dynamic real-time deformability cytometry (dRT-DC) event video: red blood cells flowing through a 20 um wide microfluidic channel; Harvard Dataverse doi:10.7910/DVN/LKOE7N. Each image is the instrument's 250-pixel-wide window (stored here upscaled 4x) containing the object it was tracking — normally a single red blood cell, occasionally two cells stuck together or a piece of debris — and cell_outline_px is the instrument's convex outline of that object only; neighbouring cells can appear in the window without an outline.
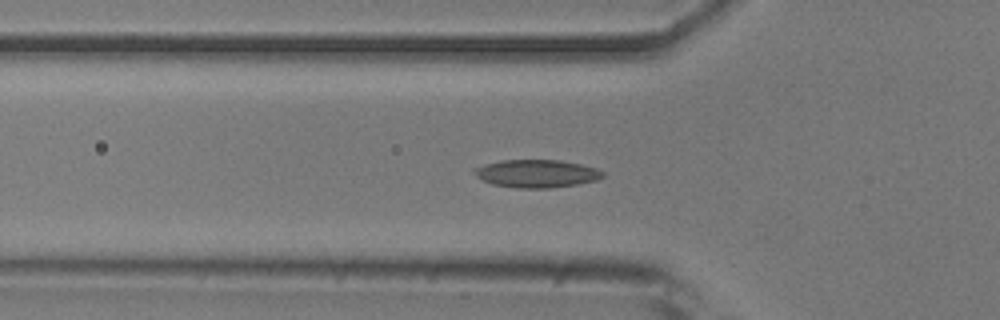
{"species": "common noctule bat (a hibernating species)", "species_latin": "Nyctalus noctula", "temperature_condition": "room temperature", "stored_images_in_passage": 50, "camera_frame_rate_fps": 3000, "um_per_image_px": 0.085, "animal": {"sex": "male", "body_mass_g": 20.5, "forearm_length_mm": 52.5}, "frame": {"image": 1, "passage_image": 14, "time_ms": 4.333, "image_size_px": [1000, 320], "cell_outline_px": [[604, 176], [596, 180], [580, 184], [548, 188], [516, 188], [492, 184], [476, 176], [472, 172], [472, 168], [500, 160], [560, 160], [580, 164], [596, 168], [604, 172]], "centroid_in_image_um": [45.6, 14.75], "position_along_channel_um": 80.2, "area_um2": 20.92}}
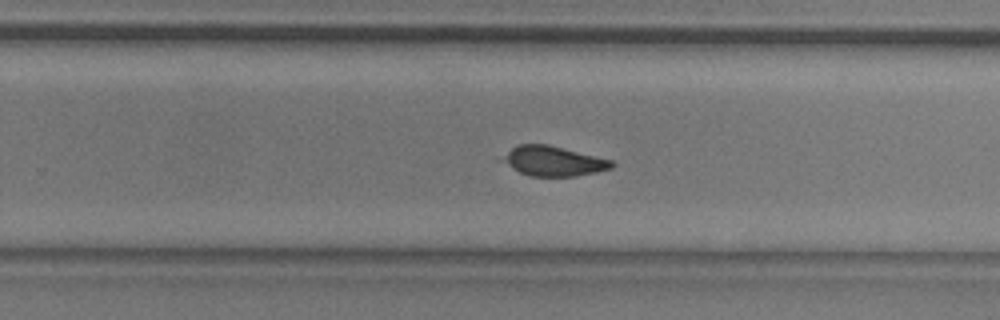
{"frame": {"image": 2, "passage_image": 30, "time_ms": 9.667, "image_size_px": [1000, 320], "cell_outline_px": [[616, 164], [612, 168], [596, 172], [576, 176], [528, 176], [496, 160], [512, 148], [520, 144], [548, 144], [612, 160]], "centroid_in_image_um": [46.99, 13.69], "position_along_channel_um": 282.8, "area_um2": 19.13}}
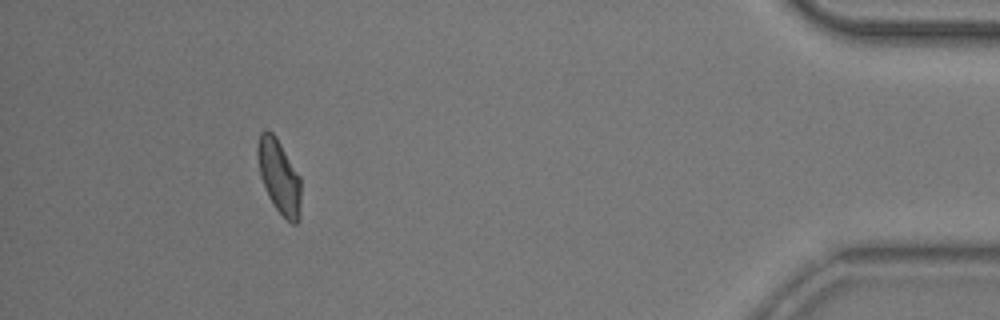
{"frame": {"image": 3, "passage_image": 45, "time_ms": 14.667, "image_size_px": [1000, 320], "cell_outline_px": [[300, 220], [296, 224], [292, 224], [272, 204], [268, 196], [260, 176], [256, 156], [256, 144], [260, 132], [264, 128], [268, 128], [276, 136], [300, 176]], "centroid_in_image_um": [23.69, 14.95], "position_along_channel_um": 411.5, "area_um2": 19.02}, "authors_computed_cell_mechanics": {"area_um2": 20.0855, "velocity_mm_per_s": 3.7905, "shape_relaxation_time_tau1_ms": 5.079, "shape_relaxation_time_tau2_ms": null, "deformation_change_tau1": 0.117, "deformation_change_tau2": null}}